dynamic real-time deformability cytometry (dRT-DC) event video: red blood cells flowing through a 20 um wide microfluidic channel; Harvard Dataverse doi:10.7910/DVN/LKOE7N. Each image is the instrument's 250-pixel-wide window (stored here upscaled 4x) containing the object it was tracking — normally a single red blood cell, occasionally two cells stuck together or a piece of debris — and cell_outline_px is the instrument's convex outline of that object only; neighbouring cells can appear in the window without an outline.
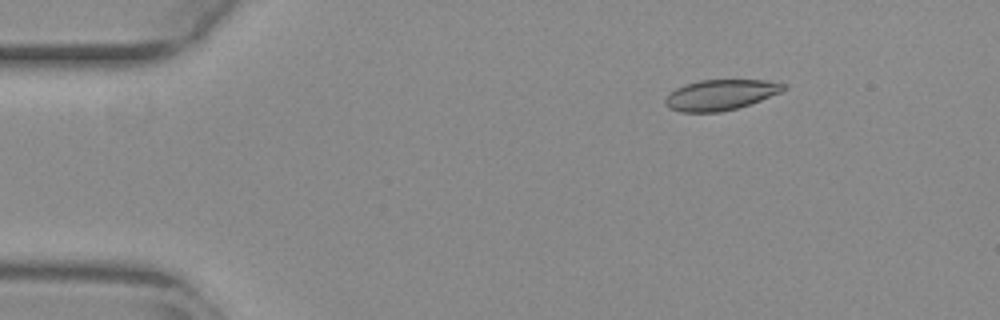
{"species": "common noctule bat (a hibernating species)", "species_latin": "Nyctalus noctula", "temperature_condition": "warm", "stored_images_in_passage": 54, "camera_frame_rate_fps": 3000, "um_per_image_px": 0.085, "animal": {"sex": "female", "body_mass_g": 29.2, "forearm_length_mm": 56.3}, "frame": {"image": 1, "passage_image": 8, "time_ms": 2.333, "image_size_px": [1000, 320], "cell_outline_px": [[788, 88], [780, 92], [760, 100], [736, 108], [720, 112], [680, 112], [668, 108], [664, 100], [676, 88], [684, 84], [700, 80], [768, 80], [788, 84]], "centroid_in_image_um": [61.26, 8.05], "position_along_channel_um": 23.7, "area_um2": 20.98}}
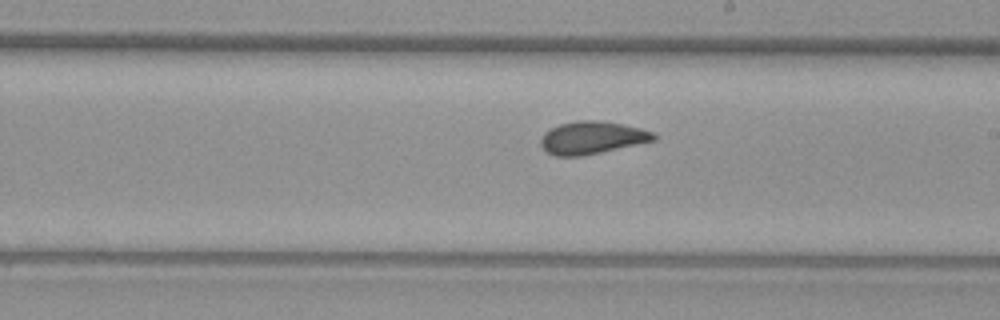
{"frame": {"image": 2, "passage_image": 31, "time_ms": 10.0, "image_size_px": [1000, 320], "cell_outline_px": [[656, 140], [600, 152], [580, 156], [556, 156], [548, 152], [540, 144], [540, 140], [544, 132], [560, 124], [576, 120], [600, 120], [624, 124], [640, 128], [652, 132], [656, 136]], "centroid_in_image_um": [50.31, 11.69], "position_along_channel_um": 238.7, "area_um2": 21.33}}
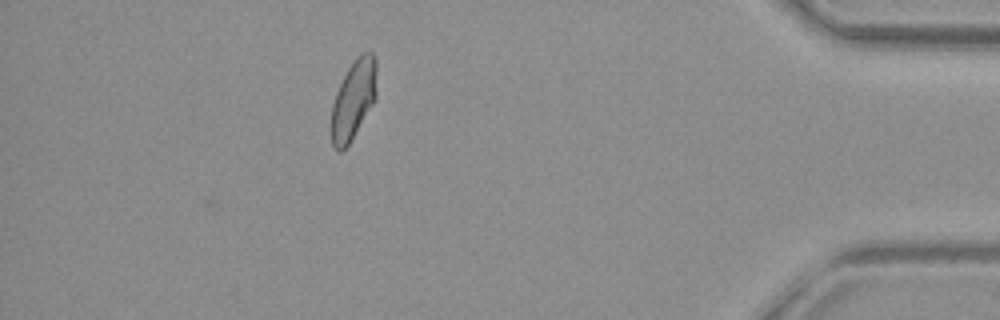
{"frame": {"image": 3, "passage_image": 48, "time_ms": 15.667, "image_size_px": [1000, 320], "cell_outline_px": [[376, 100], [348, 144], [340, 152], [336, 152], [332, 144], [328, 128], [332, 104], [336, 92], [348, 68], [356, 56], [360, 52], [372, 52], [376, 56]], "centroid_in_image_um": [30.01, 8.49], "position_along_channel_um": 405.2, "area_um2": 21.5}, "authors_computed_cell_mechanics": {"area_um2": 21.4438, "velocity_mm_per_s": 3.8333, "shape_relaxation_time_tau1_ms": null, "shape_relaxation_time_tau2_ms": 1.4149, "deformation_change_tau1": null, "deformation_change_tau2": 0.0534}}